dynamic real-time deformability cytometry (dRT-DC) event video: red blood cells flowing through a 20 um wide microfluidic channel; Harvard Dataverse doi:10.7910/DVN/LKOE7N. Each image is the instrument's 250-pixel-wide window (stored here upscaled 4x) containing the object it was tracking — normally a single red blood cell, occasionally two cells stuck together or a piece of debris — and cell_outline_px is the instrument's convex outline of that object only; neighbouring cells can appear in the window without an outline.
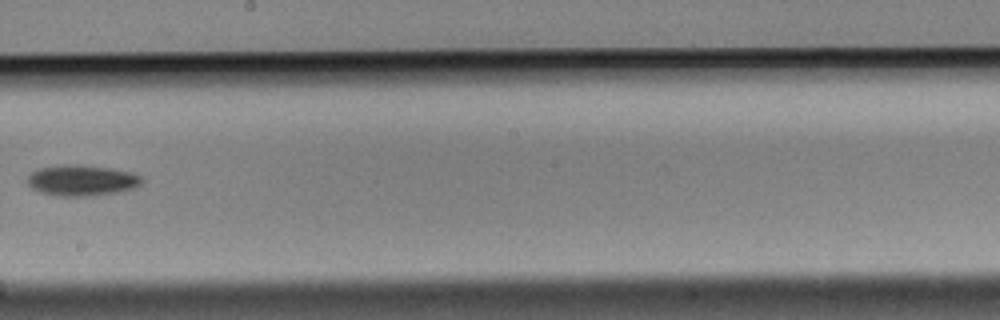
{"species": "Egyptian fruit bat (a non-hibernating species)", "species_latin": "Rousettus aegyptiacus", "temperature_condition": "cold", "stored_images_in_passage": 15, "camera_frame_rate_fps": 3000, "um_per_image_px": 0.085, "animal": {"sex": "male"}, "frame": {"image": 1, "passage_image": 8, "time_ms": 2.333, "image_size_px": [1000, 320], "cell_outline_px": [[144, 180], [136, 188], [120, 192], [96, 196], [56, 196], [40, 192], [32, 188], [28, 184], [28, 176], [32, 172], [40, 168], [60, 164], [84, 164], [112, 168], [132, 172], [144, 176]], "centroid_in_image_um": [7.02, 15.33], "position_along_channel_um": 241.2, "area_um2": 21.15}}
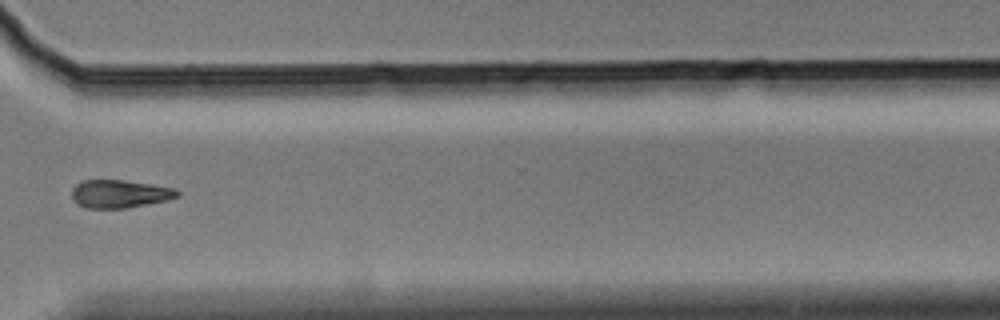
{"frame": {"image": 2, "passage_image": 11, "time_ms": 3.333, "image_size_px": [1000, 320], "cell_outline_px": [[180, 196], [168, 200], [128, 208], [84, 208], [76, 204], [72, 200], [72, 188], [80, 180], [124, 180], [152, 184], [176, 188], [180, 192]], "centroid_in_image_um": [10.17, 16.48], "position_along_channel_um": 360.4, "area_um2": 17.57}}
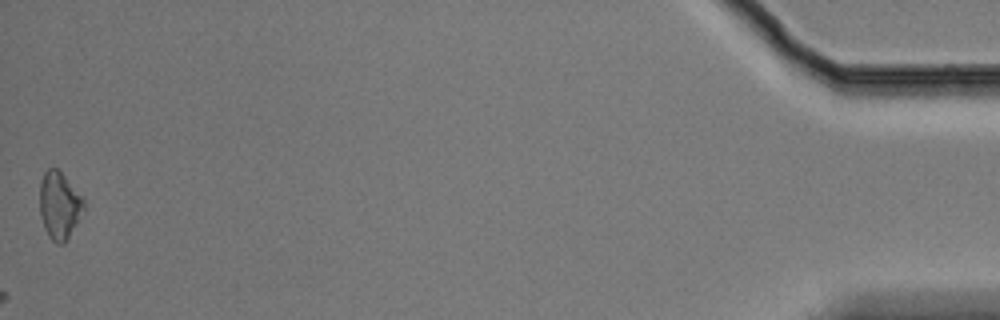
{"frame": {"image": 3, "passage_image": 15, "time_ms": 4.667, "image_size_px": [1000, 320], "cell_outline_px": [[84, 208], [76, 224], [64, 244], [56, 244], [48, 236], [44, 228], [40, 216], [40, 180], [44, 172], [48, 168], [56, 168], [64, 176], [84, 200]], "centroid_in_image_um": [5.01, 17.48], "position_along_channel_um": 430.2, "area_um2": 17.05}}